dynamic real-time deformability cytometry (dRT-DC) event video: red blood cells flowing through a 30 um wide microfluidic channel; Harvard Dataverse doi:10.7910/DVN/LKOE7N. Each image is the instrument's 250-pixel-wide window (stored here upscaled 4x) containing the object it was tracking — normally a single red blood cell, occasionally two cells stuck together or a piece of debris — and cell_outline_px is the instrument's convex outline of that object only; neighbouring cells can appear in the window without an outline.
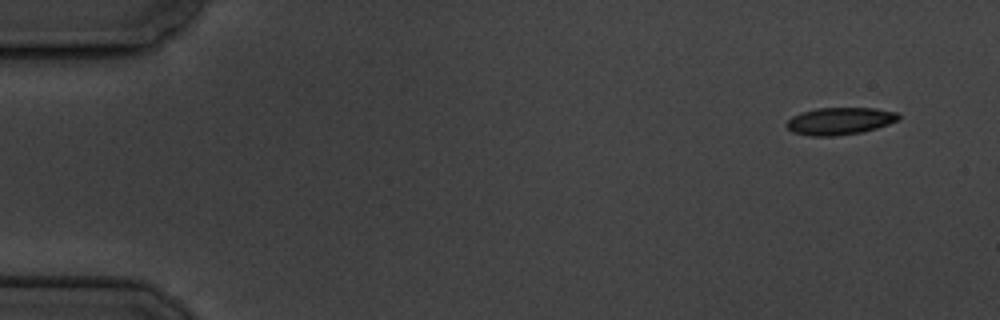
{"species": "common noctule bat (a hibernating species)", "species_latin": "Nyctalus noctula", "temperature_condition": "cold", "stored_images_in_passage": 5, "segment_of_instrument_passage": [1, 2], "camera_frame_rate_fps": 3000, "um_per_image_px": 0.085, "animal": {"sex": "male", "body_mass_g": 19.5, "forearm_length_mm": 54.6}, "frame": {"image": 1, "passage_image": 1, "time_ms": 0.0, "image_size_px": [1000, 320], "cell_outline_px": [[900, 120], [876, 128], [860, 132], [836, 136], [808, 136], [792, 132], [784, 124], [792, 116], [800, 112], [816, 108], [876, 108], [896, 112], [900, 116]], "centroid_in_image_um": [71.35, 10.29], "position_along_channel_um": 13.6, "area_um2": 17.92}}
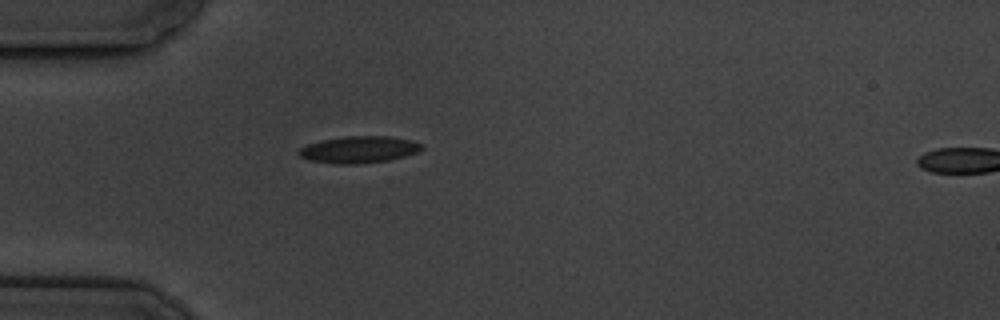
{"frame": {"image": 2, "passage_image": 4, "time_ms": 4.333, "image_size_px": [1000, 320], "cell_outline_px": [[424, 148], [416, 152], [404, 156], [388, 160], [356, 164], [336, 164], [308, 160], [300, 156], [296, 152], [300, 148], [308, 144], [324, 140], [344, 136], [388, 136], [412, 140], [424, 144]], "centroid_in_image_um": [30.51, 12.71], "position_along_channel_um": 54.5, "area_um2": 19.19}}